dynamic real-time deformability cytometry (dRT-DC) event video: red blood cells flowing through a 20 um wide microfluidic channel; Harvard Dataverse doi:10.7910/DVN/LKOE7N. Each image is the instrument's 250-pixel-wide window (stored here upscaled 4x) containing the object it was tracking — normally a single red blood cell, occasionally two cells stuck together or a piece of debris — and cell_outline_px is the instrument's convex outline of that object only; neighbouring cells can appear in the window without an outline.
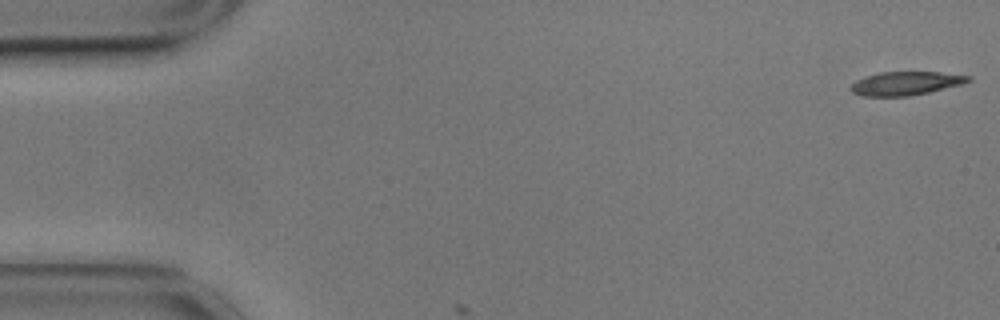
{"species": "common noctule bat (a hibernating species)", "species_latin": "Nyctalus noctula", "temperature_condition": "cold", "stored_images_in_passage": 5, "camera_frame_rate_fps": 3000, "um_per_image_px": 0.085, "animal": {"sex": "male", "body_mass_g": 17.9}, "frame": {"image": 1, "passage_image": 1, "time_ms": 0.0, "image_size_px": [1000, 320], "cell_outline_px": [[972, 80], [960, 84], [928, 92], [908, 96], [864, 96], [852, 92], [852, 84], [856, 80], [880, 72], [940, 72], [972, 76]], "centroid_in_image_um": [77.01, 7.08], "position_along_channel_um": 8.0, "area_um2": 15.84}}